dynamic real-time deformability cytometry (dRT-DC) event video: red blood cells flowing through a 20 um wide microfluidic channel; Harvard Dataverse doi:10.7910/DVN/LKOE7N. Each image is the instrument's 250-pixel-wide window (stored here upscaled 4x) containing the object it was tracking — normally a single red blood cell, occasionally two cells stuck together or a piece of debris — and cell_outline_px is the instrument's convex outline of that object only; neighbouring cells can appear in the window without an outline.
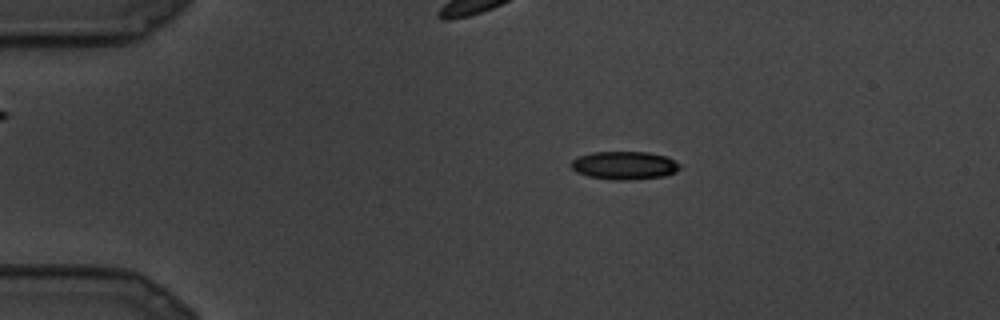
{"species": "common noctule bat (a hibernating species)", "species_latin": "Nyctalus noctula", "temperature_condition": "cold", "stored_images_in_passage": 10, "camera_frame_rate_fps": 3000, "um_per_image_px": 0.085, "animal": {"sex": "male", "body_mass_g": 19.5, "forearm_length_mm": 54.6}, "frame": {"image": 1, "passage_image": 5, "time_ms": 1.333, "image_size_px": [1000, 320], "cell_outline_px": [[680, 168], [676, 172], [664, 176], [632, 180], [612, 180], [588, 176], [576, 172], [572, 168], [572, 160], [580, 156], [592, 152], [648, 152], [668, 156], [680, 164]], "centroid_in_image_um": [53.11, 14.06], "position_along_channel_um": 31.9, "area_um2": 17.92}}
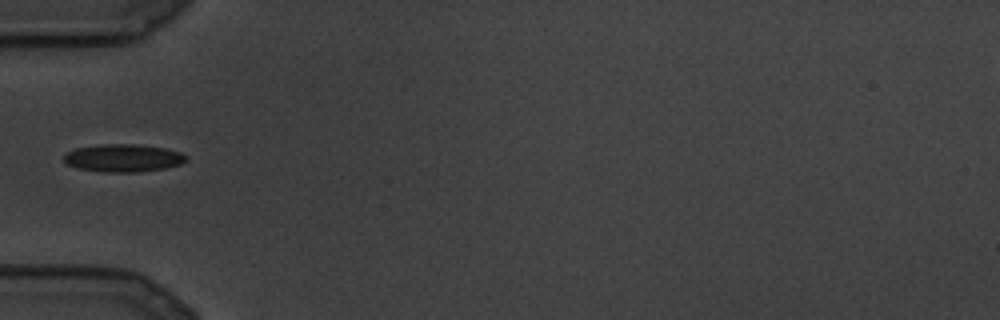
{"frame": {"image": 2, "passage_image": 9, "time_ms": 2.667, "image_size_px": [1000, 320], "cell_outline_px": [[188, 160], [180, 164], [164, 168], [136, 172], [100, 172], [76, 168], [64, 164], [64, 152], [76, 148], [100, 144], [136, 144], [164, 148], [180, 152], [188, 156]], "centroid_in_image_um": [10.42, 13.43], "position_along_channel_um": 74.6, "area_um2": 20.0}}